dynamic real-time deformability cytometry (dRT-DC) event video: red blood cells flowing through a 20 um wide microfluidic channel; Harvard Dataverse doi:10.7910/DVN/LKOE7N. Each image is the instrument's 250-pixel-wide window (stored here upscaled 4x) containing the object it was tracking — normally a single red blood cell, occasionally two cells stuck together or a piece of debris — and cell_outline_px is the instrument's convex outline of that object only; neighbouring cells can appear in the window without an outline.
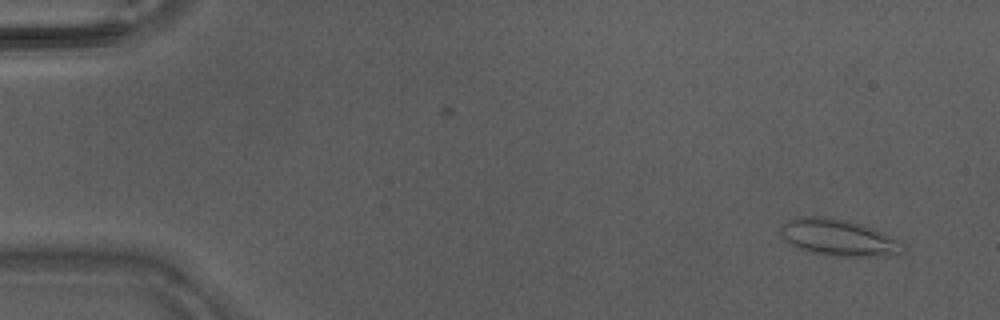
{"species": "Egyptian fruit bat (a non-hibernating species)", "species_latin": "Rousettus aegyptiacus", "temperature_condition": "warm", "stored_images_in_passage": 45, "camera_frame_rate_fps": 3000, "um_per_image_px": 0.085, "animal": {"sex": "male"}, "frame": {"image": 1, "passage_image": 3, "time_ms": 0.667, "image_size_px": [1000, 320], "cell_outline_px": [[904, 252], [884, 256], [832, 256], [812, 252], [800, 248], [792, 244], [780, 232], [780, 228], [788, 220], [800, 216], [820, 216], [852, 220], [864, 224], [892, 236], [904, 244]], "centroid_in_image_um": [71.33, 20.17], "position_along_channel_um": 13.7, "area_um2": 26.07}}
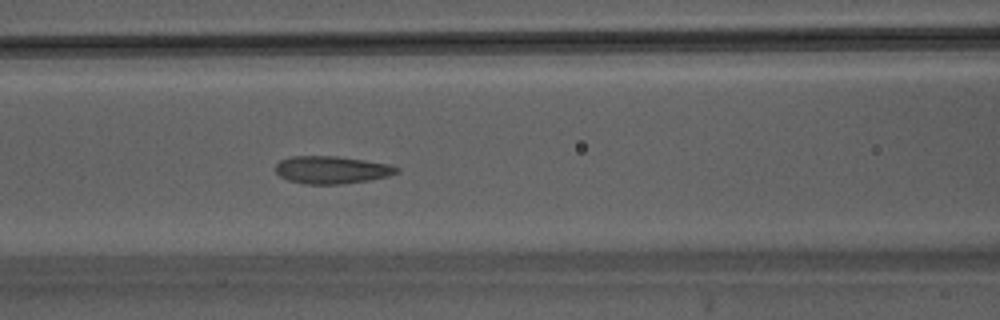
{"frame": {"image": 2, "passage_image": 20, "time_ms": 6.333, "image_size_px": [1000, 320], "cell_outline_px": [[400, 172], [388, 176], [368, 180], [340, 184], [304, 184], [288, 180], [280, 176], [276, 172], [276, 164], [280, 160], [292, 156], [336, 156], [364, 160], [388, 164], [400, 168]], "centroid_in_image_um": [28.19, 14.44], "position_along_channel_um": 138.4, "area_um2": 19.42}}
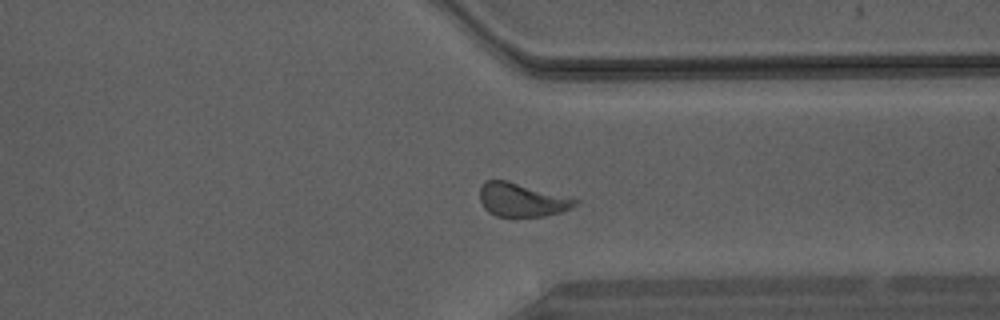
{"frame": {"image": 3, "passage_image": 35, "time_ms": 11.333, "image_size_px": [1000, 320], "cell_outline_px": [[580, 200], [572, 208], [560, 212], [544, 216], [496, 216], [488, 212], [484, 208], [480, 200], [480, 188], [488, 180], [508, 180], [572, 196]], "centroid_in_image_um": [44.42, 16.97], "position_along_channel_um": 367.0, "area_um2": 18.96}}